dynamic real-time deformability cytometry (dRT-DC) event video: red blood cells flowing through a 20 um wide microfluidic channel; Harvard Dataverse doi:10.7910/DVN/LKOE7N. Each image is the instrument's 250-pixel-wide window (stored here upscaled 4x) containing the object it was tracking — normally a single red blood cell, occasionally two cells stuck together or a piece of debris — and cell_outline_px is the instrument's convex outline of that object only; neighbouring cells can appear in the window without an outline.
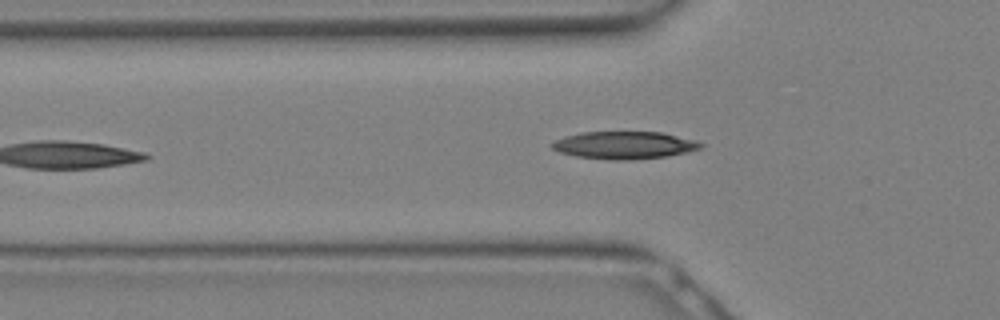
{"species": "Egyptian fruit bat (a non-hibernating species)", "species_latin": "Rousettus aegyptiacus", "temperature_condition": "warm", "stored_images_in_passage": 11, "camera_frame_rate_fps": 3000, "um_per_image_px": 0.085, "animal": {"sex": "female"}, "frame": {"image": 1, "passage_image": 11, "time_ms": 3.333, "image_size_px": [1000, 320], "cell_outline_px": [[704, 144], [700, 148], [688, 152], [664, 156], [632, 160], [608, 160], [576, 156], [560, 152], [552, 148], [552, 144], [556, 140], [564, 136], [580, 132], [664, 132], [696, 140]], "centroid_in_image_um": [53.08, 12.33], "position_along_channel_um": 72.7, "area_um2": 23.87}}